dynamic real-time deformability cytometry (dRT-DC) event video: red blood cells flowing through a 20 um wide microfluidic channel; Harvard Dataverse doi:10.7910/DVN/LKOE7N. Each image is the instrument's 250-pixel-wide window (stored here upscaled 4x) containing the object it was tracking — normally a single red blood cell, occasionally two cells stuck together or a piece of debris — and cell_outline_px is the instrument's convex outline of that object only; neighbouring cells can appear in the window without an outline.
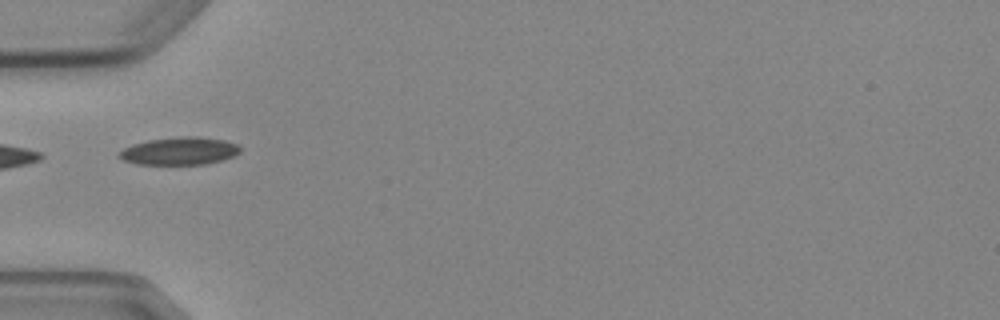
{"species": "Egyptian fruit bat (a non-hibernating species)", "species_latin": "Rousettus aegyptiacus", "temperature_condition": "cold", "stored_images_in_passage": 6, "camera_frame_rate_fps": 3000, "um_per_image_px": 0.085, "animal": {"sex": "female"}, "frame": {"image": 1, "passage_image": 3, "time_ms": 2.333, "image_size_px": [1000, 320], "cell_outline_px": [[240, 152], [236, 156], [204, 164], [136, 164], [124, 160], [116, 156], [124, 148], [132, 144], [148, 140], [184, 136], [196, 136], [224, 140], [236, 144], [240, 148]], "centroid_in_image_um": [15.25, 12.83], "position_along_channel_um": 69.7, "area_um2": 19.42}}
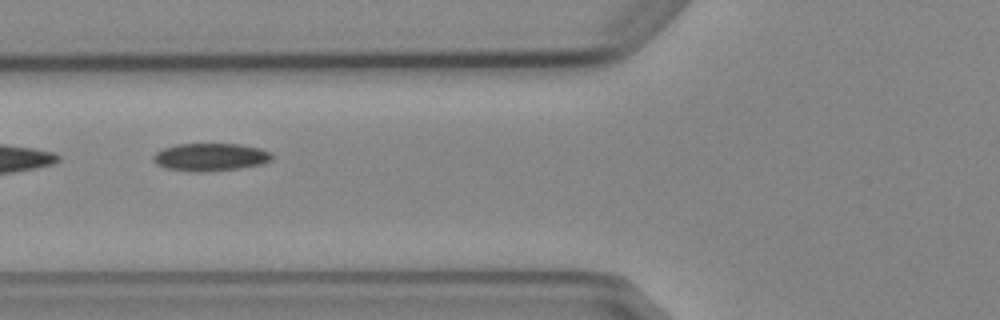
{"frame": {"image": 2, "passage_image": 4, "time_ms": 3.333, "image_size_px": [1000, 320], "cell_outline_px": [[272, 160], [264, 164], [240, 168], [200, 172], [196, 172], [164, 168], [156, 164], [152, 160], [152, 156], [156, 152], [164, 148], [176, 144], [240, 144], [260, 148], [272, 152]], "centroid_in_image_um": [17.89, 13.35], "position_along_channel_um": 107.9, "area_um2": 19.36}}